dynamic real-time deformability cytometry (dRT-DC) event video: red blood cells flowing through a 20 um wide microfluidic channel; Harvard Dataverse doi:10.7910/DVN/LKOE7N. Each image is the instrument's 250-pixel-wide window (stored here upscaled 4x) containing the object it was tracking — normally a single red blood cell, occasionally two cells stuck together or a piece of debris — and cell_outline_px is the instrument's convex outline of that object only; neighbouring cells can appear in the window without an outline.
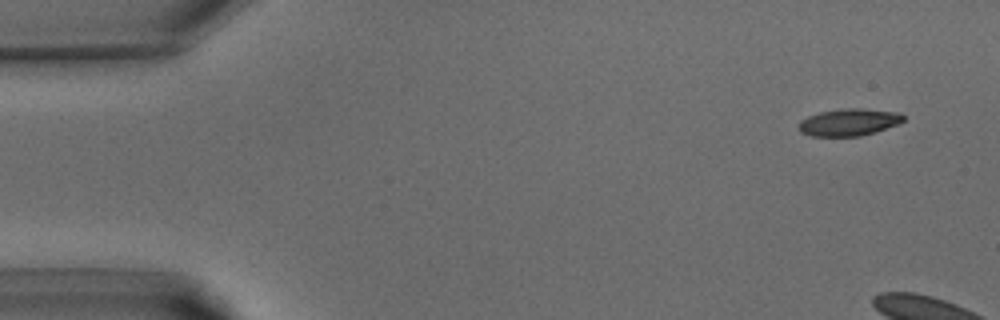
{"species": "common noctule bat (a hibernating species)", "species_latin": "Nyctalus noctula", "temperature_condition": "warm", "stored_images_in_passage": 6, "camera_frame_rate_fps": 3000, "um_per_image_px": 0.085, "animal": {"sex": "male", "body_mass_g": 15.6}, "frame": {"image": 1, "passage_image": 2, "time_ms": 0.333, "image_size_px": [1000, 320], "cell_outline_px": [[904, 120], [900, 124], [876, 132], [860, 136], [812, 136], [800, 132], [796, 124], [800, 120], [808, 116], [820, 112], [840, 108], [860, 108], [900, 112], [904, 116]], "centroid_in_image_um": [72.16, 10.38], "position_along_channel_um": 12.8, "area_um2": 16.88}}